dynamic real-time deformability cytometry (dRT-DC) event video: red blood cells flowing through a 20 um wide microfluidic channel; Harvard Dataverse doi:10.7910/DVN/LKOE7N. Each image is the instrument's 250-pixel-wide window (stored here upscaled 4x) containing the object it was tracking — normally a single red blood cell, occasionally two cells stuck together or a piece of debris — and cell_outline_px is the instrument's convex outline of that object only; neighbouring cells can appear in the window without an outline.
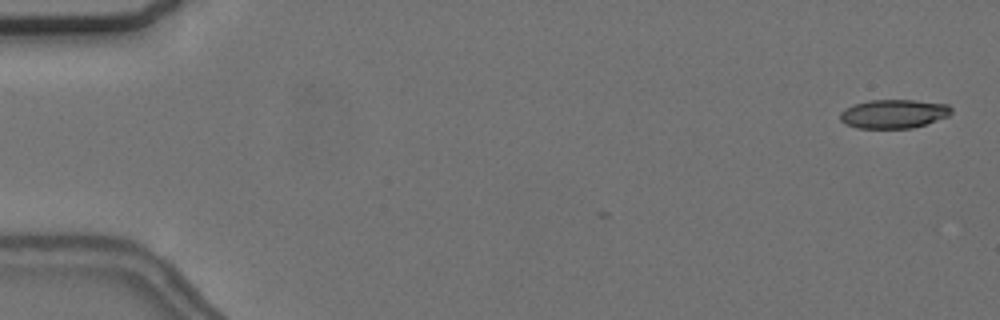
{"species": "common noctule bat (a hibernating species)", "species_latin": "Nyctalus noctula", "temperature_condition": "cold", "stored_images_in_passage": 2, "camera_frame_rate_fps": 3000, "um_per_image_px": 0.085, "animal": {"sex": "female", "body_mass_g": 24.6, "forearm_length_mm": 56.2}, "frame": {"image": 1, "passage_image": 2, "time_ms": 0.333, "image_size_px": [1000, 320], "cell_outline_px": [[952, 112], [948, 116], [912, 128], [856, 128], [844, 124], [840, 120], [840, 112], [844, 108], [852, 104], [868, 100], [916, 100], [948, 104], [952, 108]], "centroid_in_image_um": [75.92, 9.67], "position_along_channel_um": 9.1, "area_um2": 18.84}}